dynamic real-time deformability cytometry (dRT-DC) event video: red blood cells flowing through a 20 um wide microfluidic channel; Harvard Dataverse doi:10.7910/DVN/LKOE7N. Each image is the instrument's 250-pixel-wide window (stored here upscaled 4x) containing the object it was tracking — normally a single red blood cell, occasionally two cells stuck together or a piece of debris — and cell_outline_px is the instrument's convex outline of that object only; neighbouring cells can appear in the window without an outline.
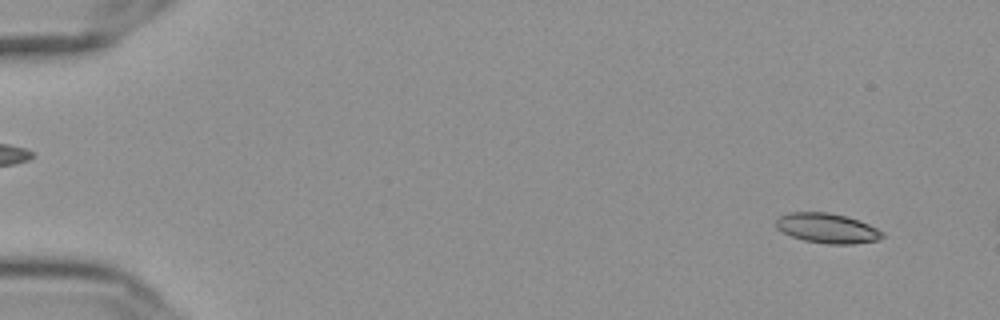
{"species": "Egyptian fruit bat (a non-hibernating species)", "species_latin": "Rousettus aegyptiacus", "temperature_condition": "cold", "stored_images_in_passage": 12, "camera_frame_rate_fps": 3000, "um_per_image_px": 0.085, "frame": {"image": 1, "passage_image": 4, "time_ms": 1.0, "image_size_px": [1000, 320], "cell_outline_px": [[884, 236], [876, 240], [852, 244], [828, 244], [804, 240], [792, 236], [776, 228], [776, 220], [780, 216], [788, 212], [828, 212], [844, 216], [868, 224], [884, 232]], "centroid_in_image_um": [70.29, 19.39], "position_along_channel_um": 14.7, "area_um2": 18.26}}